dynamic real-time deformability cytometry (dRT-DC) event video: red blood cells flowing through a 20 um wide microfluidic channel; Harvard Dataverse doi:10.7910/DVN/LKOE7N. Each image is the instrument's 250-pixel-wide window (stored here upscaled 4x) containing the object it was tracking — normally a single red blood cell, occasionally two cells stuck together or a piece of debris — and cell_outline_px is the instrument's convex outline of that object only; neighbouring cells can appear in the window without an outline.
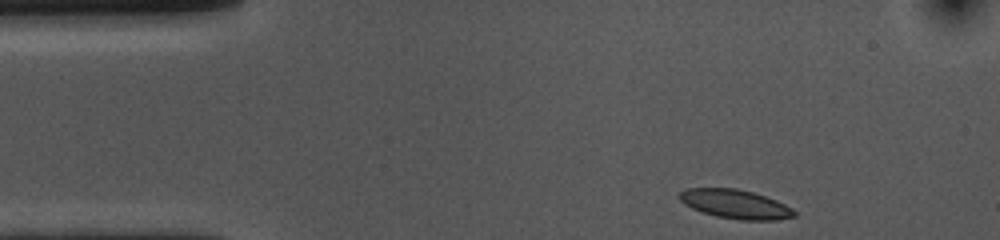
{"species": "common noctule bat (a hibernating species)", "species_latin": "Nyctalus noctula", "temperature_condition": "cold", "stored_images_in_passage": 38, "camera_frame_rate_fps": 3000, "um_per_image_px": 0.085, "animal": {"sex": "female", "body_mass_g": 10.0, "forearm_length_mm": 53.1}, "frame": {"image": 1, "passage_image": 1, "time_ms": 0.0, "image_size_px": [1000, 240], "cell_outline_px": [[796, 216], [776, 220], [740, 220], [716, 216], [692, 208], [684, 204], [676, 196], [680, 192], [688, 188], [736, 188], [752, 192], [776, 200], [792, 208], [796, 212]], "centroid_in_image_um": [62.5, 17.35], "position_along_channel_um": 22.5, "area_um2": 19.36}}
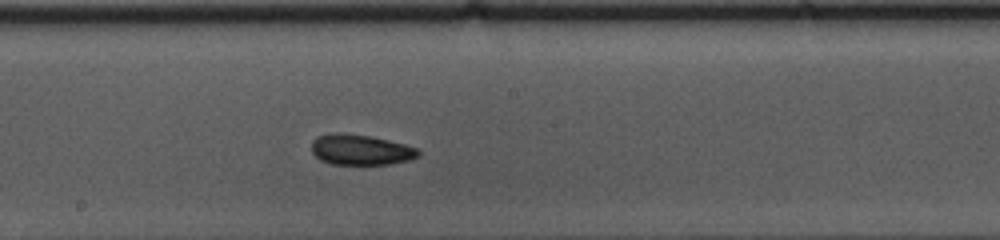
{"frame": {"image": 2, "passage_image": 22, "time_ms": 7.0, "image_size_px": [1000, 240], "cell_outline_px": [[420, 156], [408, 160], [388, 164], [332, 164], [320, 160], [312, 152], [312, 140], [316, 136], [332, 132], [340, 132], [368, 136], [388, 140], [404, 144], [416, 148], [420, 152]], "centroid_in_image_um": [30.62, 12.72], "position_along_channel_um": 217.6, "area_um2": 18.96}}
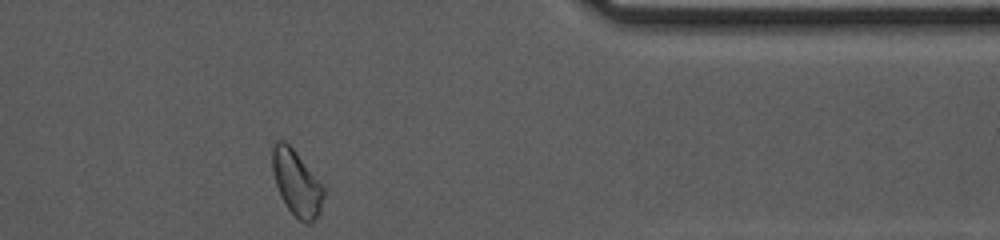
{"frame": {"image": 3, "passage_image": 38, "time_ms": 12.333, "image_size_px": [1000, 240], "cell_outline_px": [[324, 196], [320, 212], [308, 224], [304, 224], [288, 208], [280, 196], [276, 184], [272, 168], [272, 144], [276, 140], [284, 140], [292, 148], [324, 184]], "centroid_in_image_um": [25.22, 15.53], "position_along_channel_um": 386.2, "area_um2": 19.59}, "authors_computed_cell_mechanics": {"area_um2": 19.4208, "velocity_mm_per_s": 3.5943, "shape_relaxation_time_tau1_ms": 2.9887, "shape_relaxation_time_tau2_ms": 3.4032, "deformation_change_tau1": 0.0747, "deformation_change_tau2": 0.079}}